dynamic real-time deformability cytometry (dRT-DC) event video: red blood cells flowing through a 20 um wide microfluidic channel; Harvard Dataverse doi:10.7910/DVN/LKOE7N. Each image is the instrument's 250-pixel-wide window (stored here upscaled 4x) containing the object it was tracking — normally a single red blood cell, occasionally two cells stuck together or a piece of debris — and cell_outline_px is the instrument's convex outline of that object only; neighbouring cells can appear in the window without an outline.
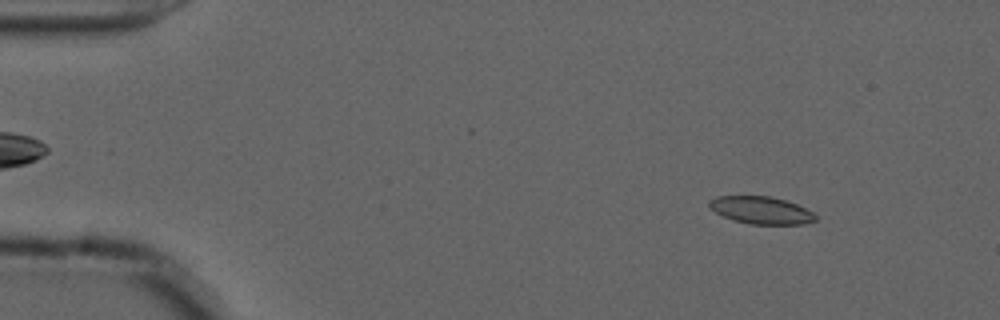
{"species": "common noctule bat (a hibernating species)", "species_latin": "Nyctalus noctula", "temperature_condition": "cold", "stored_images_in_passage": 45, "camera_frame_rate_fps": 3000, "um_per_image_px": 0.085, "animal": {"sex": "male", "forearm_length_mm": 52.5}, "frame": {"image": 1, "passage_image": 6, "time_ms": 1.667, "image_size_px": [1000, 320], "cell_outline_px": [[816, 220], [804, 224], [748, 224], [732, 220], [716, 212], [708, 204], [708, 200], [716, 196], [768, 196], [784, 200], [796, 204], [812, 212], [816, 216]], "centroid_in_image_um": [64.67, 17.87], "position_along_channel_um": 20.3, "area_um2": 16.82}}
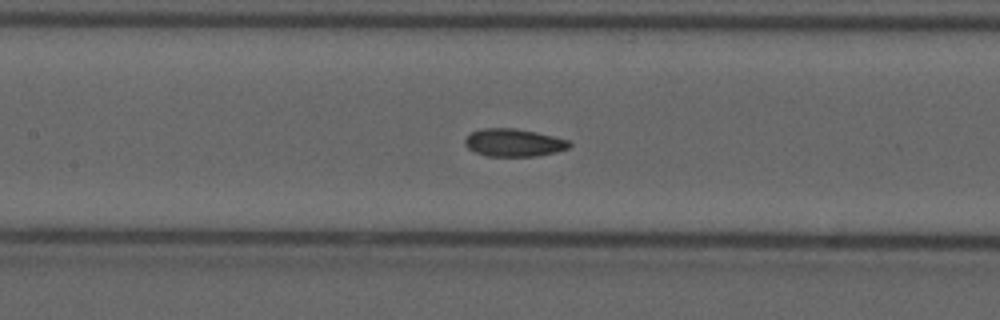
{"frame": {"image": 2, "passage_image": 25, "time_ms": 8.0, "image_size_px": [1000, 320], "cell_outline_px": [[572, 144], [568, 148], [556, 152], [536, 156], [488, 156], [476, 152], [468, 148], [464, 144], [464, 140], [472, 132], [484, 128], [516, 128], [536, 132], [568, 140]], "centroid_in_image_um": [43.67, 12.12], "position_along_channel_um": 163.7, "area_um2": 16.76}}
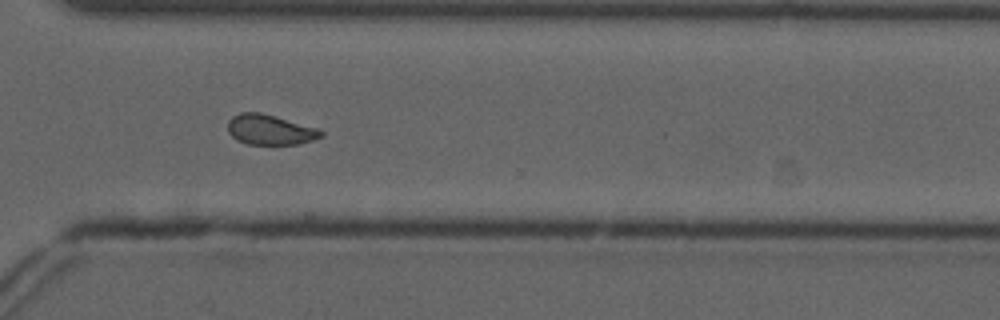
{"frame": {"image": 3, "passage_image": 40, "time_ms": 13.0, "image_size_px": [1000, 320], "cell_outline_px": [[324, 136], [300, 144], [248, 144], [236, 140], [228, 132], [228, 120], [232, 116], [240, 112], [260, 112], [320, 128], [324, 132]], "centroid_in_image_um": [22.97, 11.02], "position_along_channel_um": 347.6, "area_um2": 16.59}, "authors_computed_cell_mechanics": {"area_um2": 16.8198, "velocity_mm_per_s": 3.68, "shape_relaxation_time_tau1_ms": null, "shape_relaxation_time_tau2_ms": 1.8018, "deformation_change_tau1": null, "deformation_change_tau2": 0.0675}}